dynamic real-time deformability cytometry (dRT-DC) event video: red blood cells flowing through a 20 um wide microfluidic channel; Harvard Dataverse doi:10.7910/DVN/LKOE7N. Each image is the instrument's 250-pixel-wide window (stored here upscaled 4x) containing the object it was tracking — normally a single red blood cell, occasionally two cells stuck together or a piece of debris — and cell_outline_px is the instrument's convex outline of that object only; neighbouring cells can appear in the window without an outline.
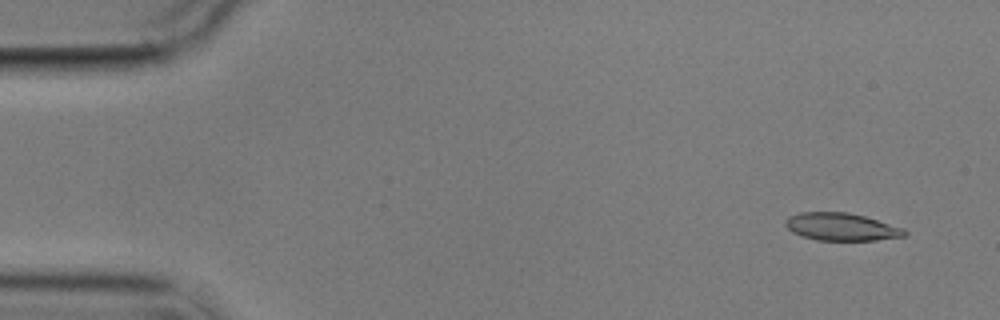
{"species": "common noctule bat (a hibernating species)", "species_latin": "Nyctalus noctula", "temperature_condition": "cold", "stored_images_in_passage": 4, "segment_of_instrument_passage": [2, 2], "camera_frame_rate_fps": 3000, "um_per_image_px": 0.085, "animal": {"sex": "male", "body_mass_g": 17.9}, "frame": {"image": 1, "passage_image": 4, "time_ms": 3.667, "image_size_px": [1000, 320], "cell_outline_px": [[908, 236], [876, 240], [816, 240], [792, 232], [784, 224], [784, 220], [788, 216], [800, 212], [848, 212], [864, 216], [904, 228], [908, 232]], "centroid_in_image_um": [71.53, 19.28], "position_along_channel_um": 13.5, "area_um2": 19.25}}